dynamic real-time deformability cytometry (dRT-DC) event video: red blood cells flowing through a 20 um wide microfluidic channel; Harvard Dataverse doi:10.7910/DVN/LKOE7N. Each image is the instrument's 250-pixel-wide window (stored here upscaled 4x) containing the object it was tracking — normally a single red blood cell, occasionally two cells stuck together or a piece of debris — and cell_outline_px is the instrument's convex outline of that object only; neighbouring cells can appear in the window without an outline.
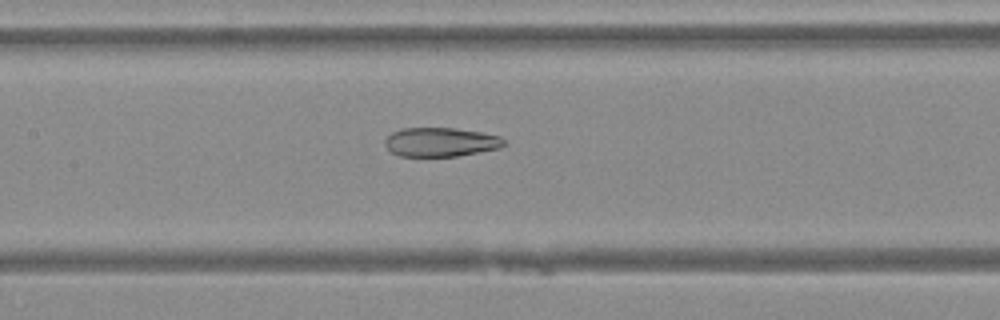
{"species": "Egyptian fruit bat (a non-hibernating species)", "species_latin": "Rousettus aegyptiacus", "temperature_condition": "warm", "stored_images_in_passage": 35, "camera_frame_rate_fps": 3000, "um_per_image_px": 0.085, "animal": {"sex": "female"}, "frame": {"image": 1, "passage_image": 10, "time_ms": 3.0, "image_size_px": [1000, 320], "cell_outline_px": [[504, 144], [500, 148], [456, 156], [400, 156], [392, 152], [384, 144], [384, 140], [392, 132], [400, 128], [456, 128], [484, 132], [500, 136], [504, 140]], "centroid_in_image_um": [37.45, 12.06], "position_along_channel_um": 169.9, "area_um2": 20.17}}
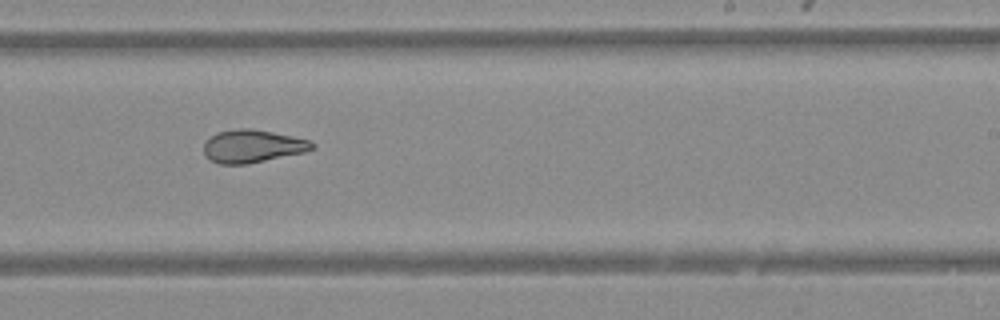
{"frame": {"image": 2, "passage_image": 17, "time_ms": 5.333, "image_size_px": [1000, 320], "cell_outline_px": [[316, 148], [304, 152], [248, 164], [220, 164], [204, 156], [204, 144], [216, 132], [236, 128], [252, 128], [312, 140], [316, 144]], "centroid_in_image_um": [21.49, 12.42], "position_along_channel_um": 267.5, "area_um2": 20.87}}
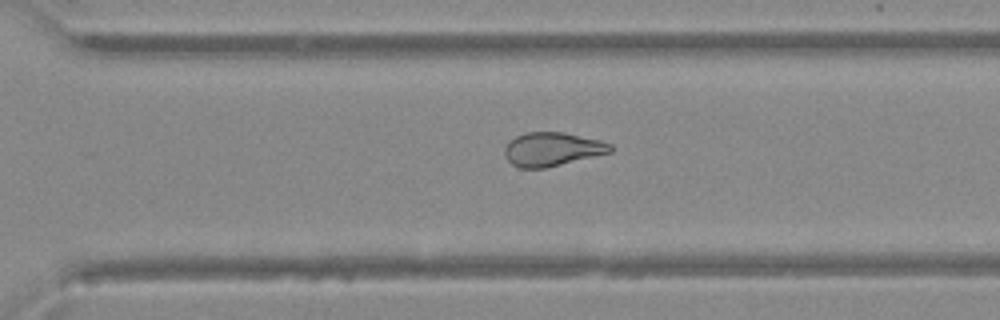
{"frame": {"image": 3, "passage_image": 21, "time_ms": 6.667, "image_size_px": [1000, 320], "cell_outline_px": [[612, 152], [544, 168], [520, 168], [512, 164], [508, 160], [504, 152], [504, 148], [516, 136], [528, 132], [564, 132], [600, 140], [612, 144]], "centroid_in_image_um": [46.95, 12.68], "position_along_channel_um": 323.6, "area_um2": 20.58}}